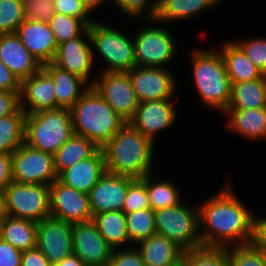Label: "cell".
Listing matches in <instances>:
<instances>
[{"label": "cell", "mask_w": 266, "mask_h": 266, "mask_svg": "<svg viewBox=\"0 0 266 266\" xmlns=\"http://www.w3.org/2000/svg\"><path fill=\"white\" fill-rule=\"evenodd\" d=\"M226 178L218 192L198 205L202 247L226 249L252 242L256 212L246 206Z\"/></svg>", "instance_id": "6da1fadb"}, {"label": "cell", "mask_w": 266, "mask_h": 266, "mask_svg": "<svg viewBox=\"0 0 266 266\" xmlns=\"http://www.w3.org/2000/svg\"><path fill=\"white\" fill-rule=\"evenodd\" d=\"M156 145L127 122L103 147L106 171L142 179L155 172ZM153 168V169H152Z\"/></svg>", "instance_id": "7a4b0ae2"}, {"label": "cell", "mask_w": 266, "mask_h": 266, "mask_svg": "<svg viewBox=\"0 0 266 266\" xmlns=\"http://www.w3.org/2000/svg\"><path fill=\"white\" fill-rule=\"evenodd\" d=\"M188 50L195 94L201 105L223 114L231 99L232 83L217 47H190Z\"/></svg>", "instance_id": "3957f363"}, {"label": "cell", "mask_w": 266, "mask_h": 266, "mask_svg": "<svg viewBox=\"0 0 266 266\" xmlns=\"http://www.w3.org/2000/svg\"><path fill=\"white\" fill-rule=\"evenodd\" d=\"M74 134L102 148L127 123L90 86L70 109Z\"/></svg>", "instance_id": "277c9868"}, {"label": "cell", "mask_w": 266, "mask_h": 266, "mask_svg": "<svg viewBox=\"0 0 266 266\" xmlns=\"http://www.w3.org/2000/svg\"><path fill=\"white\" fill-rule=\"evenodd\" d=\"M112 26L101 20H95L88 26L94 64L95 67L100 65L98 73L129 72L136 66L133 35Z\"/></svg>", "instance_id": "5b68a950"}, {"label": "cell", "mask_w": 266, "mask_h": 266, "mask_svg": "<svg viewBox=\"0 0 266 266\" xmlns=\"http://www.w3.org/2000/svg\"><path fill=\"white\" fill-rule=\"evenodd\" d=\"M74 134L69 109L57 108L26 114L25 143L54 155Z\"/></svg>", "instance_id": "8992f818"}, {"label": "cell", "mask_w": 266, "mask_h": 266, "mask_svg": "<svg viewBox=\"0 0 266 266\" xmlns=\"http://www.w3.org/2000/svg\"><path fill=\"white\" fill-rule=\"evenodd\" d=\"M144 22L146 23L140 26L139 30L136 28L137 31L133 35L136 66L169 69V64L173 66L177 60L176 53L180 49L174 33L172 34V30H168L166 25L162 27L163 23L156 19Z\"/></svg>", "instance_id": "52a82bcc"}, {"label": "cell", "mask_w": 266, "mask_h": 266, "mask_svg": "<svg viewBox=\"0 0 266 266\" xmlns=\"http://www.w3.org/2000/svg\"><path fill=\"white\" fill-rule=\"evenodd\" d=\"M196 205L183 201L173 207L155 210L156 233L166 236L184 251L201 248L198 203Z\"/></svg>", "instance_id": "ba28073f"}, {"label": "cell", "mask_w": 266, "mask_h": 266, "mask_svg": "<svg viewBox=\"0 0 266 266\" xmlns=\"http://www.w3.org/2000/svg\"><path fill=\"white\" fill-rule=\"evenodd\" d=\"M6 215L38 223L50 216V191L45 184L12 181L4 190Z\"/></svg>", "instance_id": "9c48e42d"}, {"label": "cell", "mask_w": 266, "mask_h": 266, "mask_svg": "<svg viewBox=\"0 0 266 266\" xmlns=\"http://www.w3.org/2000/svg\"><path fill=\"white\" fill-rule=\"evenodd\" d=\"M13 181L21 184L50 186L58 176L54 155L36 150L25 142L12 153Z\"/></svg>", "instance_id": "30bf717a"}, {"label": "cell", "mask_w": 266, "mask_h": 266, "mask_svg": "<svg viewBox=\"0 0 266 266\" xmlns=\"http://www.w3.org/2000/svg\"><path fill=\"white\" fill-rule=\"evenodd\" d=\"M177 99L152 100L139 102L135 115L129 123L143 136L158 145V136L166 133L176 125L179 120L178 108L175 105Z\"/></svg>", "instance_id": "8fae6325"}, {"label": "cell", "mask_w": 266, "mask_h": 266, "mask_svg": "<svg viewBox=\"0 0 266 266\" xmlns=\"http://www.w3.org/2000/svg\"><path fill=\"white\" fill-rule=\"evenodd\" d=\"M172 71L171 68L133 67L128 74L138 101L180 97L177 95L179 79Z\"/></svg>", "instance_id": "7c38bea8"}, {"label": "cell", "mask_w": 266, "mask_h": 266, "mask_svg": "<svg viewBox=\"0 0 266 266\" xmlns=\"http://www.w3.org/2000/svg\"><path fill=\"white\" fill-rule=\"evenodd\" d=\"M92 86L123 119L129 122L133 118L139 101L128 72L99 73Z\"/></svg>", "instance_id": "4fadbf2b"}, {"label": "cell", "mask_w": 266, "mask_h": 266, "mask_svg": "<svg viewBox=\"0 0 266 266\" xmlns=\"http://www.w3.org/2000/svg\"><path fill=\"white\" fill-rule=\"evenodd\" d=\"M51 63L62 70L81 77L92 86L97 77V74L93 76V71L98 72L93 60L88 29L80 37L60 43Z\"/></svg>", "instance_id": "5bb4252c"}, {"label": "cell", "mask_w": 266, "mask_h": 266, "mask_svg": "<svg viewBox=\"0 0 266 266\" xmlns=\"http://www.w3.org/2000/svg\"><path fill=\"white\" fill-rule=\"evenodd\" d=\"M50 216L70 224L92 221L89 194L55 180L50 186Z\"/></svg>", "instance_id": "9a60e30c"}, {"label": "cell", "mask_w": 266, "mask_h": 266, "mask_svg": "<svg viewBox=\"0 0 266 266\" xmlns=\"http://www.w3.org/2000/svg\"><path fill=\"white\" fill-rule=\"evenodd\" d=\"M36 247L51 264H56L72 255V224L52 216L39 221Z\"/></svg>", "instance_id": "2e32d148"}, {"label": "cell", "mask_w": 266, "mask_h": 266, "mask_svg": "<svg viewBox=\"0 0 266 266\" xmlns=\"http://www.w3.org/2000/svg\"><path fill=\"white\" fill-rule=\"evenodd\" d=\"M72 246L86 266H107L114 250L92 221L72 224Z\"/></svg>", "instance_id": "e0dca14e"}, {"label": "cell", "mask_w": 266, "mask_h": 266, "mask_svg": "<svg viewBox=\"0 0 266 266\" xmlns=\"http://www.w3.org/2000/svg\"><path fill=\"white\" fill-rule=\"evenodd\" d=\"M133 180L134 178L106 171L89 192L92 215L108 211H123L128 185Z\"/></svg>", "instance_id": "ac0fdd59"}, {"label": "cell", "mask_w": 266, "mask_h": 266, "mask_svg": "<svg viewBox=\"0 0 266 266\" xmlns=\"http://www.w3.org/2000/svg\"><path fill=\"white\" fill-rule=\"evenodd\" d=\"M20 107L26 114L56 109V88L43 69L21 81Z\"/></svg>", "instance_id": "d6986e66"}, {"label": "cell", "mask_w": 266, "mask_h": 266, "mask_svg": "<svg viewBox=\"0 0 266 266\" xmlns=\"http://www.w3.org/2000/svg\"><path fill=\"white\" fill-rule=\"evenodd\" d=\"M15 34L42 65L53 61L58 44L48 22L24 20Z\"/></svg>", "instance_id": "ffe728a7"}, {"label": "cell", "mask_w": 266, "mask_h": 266, "mask_svg": "<svg viewBox=\"0 0 266 266\" xmlns=\"http://www.w3.org/2000/svg\"><path fill=\"white\" fill-rule=\"evenodd\" d=\"M0 60L20 82L39 72L43 67L15 33L0 35Z\"/></svg>", "instance_id": "44dd1931"}, {"label": "cell", "mask_w": 266, "mask_h": 266, "mask_svg": "<svg viewBox=\"0 0 266 266\" xmlns=\"http://www.w3.org/2000/svg\"><path fill=\"white\" fill-rule=\"evenodd\" d=\"M105 173V155L102 148H99L92 156L64 170L57 180L67 187L89 194Z\"/></svg>", "instance_id": "7402d4cb"}, {"label": "cell", "mask_w": 266, "mask_h": 266, "mask_svg": "<svg viewBox=\"0 0 266 266\" xmlns=\"http://www.w3.org/2000/svg\"><path fill=\"white\" fill-rule=\"evenodd\" d=\"M222 115L225 119V130L248 140L249 144L266 142V107L250 110L226 109Z\"/></svg>", "instance_id": "603a6c76"}, {"label": "cell", "mask_w": 266, "mask_h": 266, "mask_svg": "<svg viewBox=\"0 0 266 266\" xmlns=\"http://www.w3.org/2000/svg\"><path fill=\"white\" fill-rule=\"evenodd\" d=\"M225 0H158L156 20L168 23L190 22L196 16L220 6ZM176 21V22H175ZM166 22V23H165Z\"/></svg>", "instance_id": "cb8c5ba5"}, {"label": "cell", "mask_w": 266, "mask_h": 266, "mask_svg": "<svg viewBox=\"0 0 266 266\" xmlns=\"http://www.w3.org/2000/svg\"><path fill=\"white\" fill-rule=\"evenodd\" d=\"M42 69L52 78L56 88V109H71L90 85L81 77L62 70L52 63L43 64Z\"/></svg>", "instance_id": "d4e9b609"}, {"label": "cell", "mask_w": 266, "mask_h": 266, "mask_svg": "<svg viewBox=\"0 0 266 266\" xmlns=\"http://www.w3.org/2000/svg\"><path fill=\"white\" fill-rule=\"evenodd\" d=\"M146 266H171L183 258L184 250L172 240L153 234L136 245Z\"/></svg>", "instance_id": "484cf974"}, {"label": "cell", "mask_w": 266, "mask_h": 266, "mask_svg": "<svg viewBox=\"0 0 266 266\" xmlns=\"http://www.w3.org/2000/svg\"><path fill=\"white\" fill-rule=\"evenodd\" d=\"M221 43L223 44L218 46V50L224 60L231 83L257 80L263 76L234 40H225Z\"/></svg>", "instance_id": "4316f807"}, {"label": "cell", "mask_w": 266, "mask_h": 266, "mask_svg": "<svg viewBox=\"0 0 266 266\" xmlns=\"http://www.w3.org/2000/svg\"><path fill=\"white\" fill-rule=\"evenodd\" d=\"M92 222L100 235L113 249L130 247L126 214L123 211H108L94 214Z\"/></svg>", "instance_id": "83f0119b"}, {"label": "cell", "mask_w": 266, "mask_h": 266, "mask_svg": "<svg viewBox=\"0 0 266 266\" xmlns=\"http://www.w3.org/2000/svg\"><path fill=\"white\" fill-rule=\"evenodd\" d=\"M37 223L6 215L0 222V238L23 251L36 247Z\"/></svg>", "instance_id": "f1b7e54d"}, {"label": "cell", "mask_w": 266, "mask_h": 266, "mask_svg": "<svg viewBox=\"0 0 266 266\" xmlns=\"http://www.w3.org/2000/svg\"><path fill=\"white\" fill-rule=\"evenodd\" d=\"M266 107V75L257 80L232 83L227 109H260Z\"/></svg>", "instance_id": "f546056e"}, {"label": "cell", "mask_w": 266, "mask_h": 266, "mask_svg": "<svg viewBox=\"0 0 266 266\" xmlns=\"http://www.w3.org/2000/svg\"><path fill=\"white\" fill-rule=\"evenodd\" d=\"M155 174V172L150 173L141 179L146 184L149 206L153 211L173 207L185 201L182 190L175 181H170L166 177L158 180L159 176Z\"/></svg>", "instance_id": "4dcf8cb0"}, {"label": "cell", "mask_w": 266, "mask_h": 266, "mask_svg": "<svg viewBox=\"0 0 266 266\" xmlns=\"http://www.w3.org/2000/svg\"><path fill=\"white\" fill-rule=\"evenodd\" d=\"M99 147L81 135L73 134L54 154V167L57 176L80 160L92 156Z\"/></svg>", "instance_id": "1f68e13d"}, {"label": "cell", "mask_w": 266, "mask_h": 266, "mask_svg": "<svg viewBox=\"0 0 266 266\" xmlns=\"http://www.w3.org/2000/svg\"><path fill=\"white\" fill-rule=\"evenodd\" d=\"M25 119L26 113L21 108L0 118V154H12L24 143Z\"/></svg>", "instance_id": "d6a6232c"}, {"label": "cell", "mask_w": 266, "mask_h": 266, "mask_svg": "<svg viewBox=\"0 0 266 266\" xmlns=\"http://www.w3.org/2000/svg\"><path fill=\"white\" fill-rule=\"evenodd\" d=\"M126 223L130 247L156 234L154 211L151 208L126 213Z\"/></svg>", "instance_id": "836d02e7"}, {"label": "cell", "mask_w": 266, "mask_h": 266, "mask_svg": "<svg viewBox=\"0 0 266 266\" xmlns=\"http://www.w3.org/2000/svg\"><path fill=\"white\" fill-rule=\"evenodd\" d=\"M48 24L58 45L80 37L88 29V26L80 18L57 12L50 18Z\"/></svg>", "instance_id": "e575fe53"}, {"label": "cell", "mask_w": 266, "mask_h": 266, "mask_svg": "<svg viewBox=\"0 0 266 266\" xmlns=\"http://www.w3.org/2000/svg\"><path fill=\"white\" fill-rule=\"evenodd\" d=\"M113 6L125 16L129 21L153 20L158 11V0H112Z\"/></svg>", "instance_id": "d590c367"}, {"label": "cell", "mask_w": 266, "mask_h": 266, "mask_svg": "<svg viewBox=\"0 0 266 266\" xmlns=\"http://www.w3.org/2000/svg\"><path fill=\"white\" fill-rule=\"evenodd\" d=\"M187 266H229L228 251L225 248L201 247L184 251Z\"/></svg>", "instance_id": "8d00e7d4"}, {"label": "cell", "mask_w": 266, "mask_h": 266, "mask_svg": "<svg viewBox=\"0 0 266 266\" xmlns=\"http://www.w3.org/2000/svg\"><path fill=\"white\" fill-rule=\"evenodd\" d=\"M24 0H0V35L16 33L24 19Z\"/></svg>", "instance_id": "74e56055"}, {"label": "cell", "mask_w": 266, "mask_h": 266, "mask_svg": "<svg viewBox=\"0 0 266 266\" xmlns=\"http://www.w3.org/2000/svg\"><path fill=\"white\" fill-rule=\"evenodd\" d=\"M229 266H266L263 253L252 243L230 245Z\"/></svg>", "instance_id": "f35d334b"}, {"label": "cell", "mask_w": 266, "mask_h": 266, "mask_svg": "<svg viewBox=\"0 0 266 266\" xmlns=\"http://www.w3.org/2000/svg\"><path fill=\"white\" fill-rule=\"evenodd\" d=\"M252 61V63L266 75V37L239 38L234 41Z\"/></svg>", "instance_id": "ab89813d"}, {"label": "cell", "mask_w": 266, "mask_h": 266, "mask_svg": "<svg viewBox=\"0 0 266 266\" xmlns=\"http://www.w3.org/2000/svg\"><path fill=\"white\" fill-rule=\"evenodd\" d=\"M146 208H150L146 184L141 179H134L128 185L123 212L126 214Z\"/></svg>", "instance_id": "60d3db41"}, {"label": "cell", "mask_w": 266, "mask_h": 266, "mask_svg": "<svg viewBox=\"0 0 266 266\" xmlns=\"http://www.w3.org/2000/svg\"><path fill=\"white\" fill-rule=\"evenodd\" d=\"M24 19L48 22L56 13L53 0H24Z\"/></svg>", "instance_id": "b9f144b4"}, {"label": "cell", "mask_w": 266, "mask_h": 266, "mask_svg": "<svg viewBox=\"0 0 266 266\" xmlns=\"http://www.w3.org/2000/svg\"><path fill=\"white\" fill-rule=\"evenodd\" d=\"M53 4L57 13L80 18L87 26L96 20L95 16L83 6L81 0H53Z\"/></svg>", "instance_id": "7bdbcfd3"}, {"label": "cell", "mask_w": 266, "mask_h": 266, "mask_svg": "<svg viewBox=\"0 0 266 266\" xmlns=\"http://www.w3.org/2000/svg\"><path fill=\"white\" fill-rule=\"evenodd\" d=\"M107 266H146L136 246L114 249Z\"/></svg>", "instance_id": "ee69618b"}, {"label": "cell", "mask_w": 266, "mask_h": 266, "mask_svg": "<svg viewBox=\"0 0 266 266\" xmlns=\"http://www.w3.org/2000/svg\"><path fill=\"white\" fill-rule=\"evenodd\" d=\"M20 91H0V118L20 109Z\"/></svg>", "instance_id": "f6af8a7d"}, {"label": "cell", "mask_w": 266, "mask_h": 266, "mask_svg": "<svg viewBox=\"0 0 266 266\" xmlns=\"http://www.w3.org/2000/svg\"><path fill=\"white\" fill-rule=\"evenodd\" d=\"M23 252L0 238V266H21Z\"/></svg>", "instance_id": "bcb514c9"}, {"label": "cell", "mask_w": 266, "mask_h": 266, "mask_svg": "<svg viewBox=\"0 0 266 266\" xmlns=\"http://www.w3.org/2000/svg\"><path fill=\"white\" fill-rule=\"evenodd\" d=\"M254 217L252 243L262 252L266 253V216Z\"/></svg>", "instance_id": "7dc6e473"}, {"label": "cell", "mask_w": 266, "mask_h": 266, "mask_svg": "<svg viewBox=\"0 0 266 266\" xmlns=\"http://www.w3.org/2000/svg\"><path fill=\"white\" fill-rule=\"evenodd\" d=\"M21 82L0 60V91H20Z\"/></svg>", "instance_id": "c3c4849f"}, {"label": "cell", "mask_w": 266, "mask_h": 266, "mask_svg": "<svg viewBox=\"0 0 266 266\" xmlns=\"http://www.w3.org/2000/svg\"><path fill=\"white\" fill-rule=\"evenodd\" d=\"M13 181L12 154H0V191Z\"/></svg>", "instance_id": "681fc988"}, {"label": "cell", "mask_w": 266, "mask_h": 266, "mask_svg": "<svg viewBox=\"0 0 266 266\" xmlns=\"http://www.w3.org/2000/svg\"><path fill=\"white\" fill-rule=\"evenodd\" d=\"M47 257L37 248L23 251L21 266H50Z\"/></svg>", "instance_id": "f907efd6"}, {"label": "cell", "mask_w": 266, "mask_h": 266, "mask_svg": "<svg viewBox=\"0 0 266 266\" xmlns=\"http://www.w3.org/2000/svg\"><path fill=\"white\" fill-rule=\"evenodd\" d=\"M83 6L87 9V11L93 16L94 12L95 14H97V12H99L98 9H100L101 7H104V5L106 6L105 3H107V1H110L108 3H112V0H81Z\"/></svg>", "instance_id": "816d5d0a"}, {"label": "cell", "mask_w": 266, "mask_h": 266, "mask_svg": "<svg viewBox=\"0 0 266 266\" xmlns=\"http://www.w3.org/2000/svg\"><path fill=\"white\" fill-rule=\"evenodd\" d=\"M57 266H86L84 262L74 254L64 258L60 262L56 263Z\"/></svg>", "instance_id": "f5cc1de1"}, {"label": "cell", "mask_w": 266, "mask_h": 266, "mask_svg": "<svg viewBox=\"0 0 266 266\" xmlns=\"http://www.w3.org/2000/svg\"><path fill=\"white\" fill-rule=\"evenodd\" d=\"M6 217L4 192L0 191V222Z\"/></svg>", "instance_id": "db71d44e"}, {"label": "cell", "mask_w": 266, "mask_h": 266, "mask_svg": "<svg viewBox=\"0 0 266 266\" xmlns=\"http://www.w3.org/2000/svg\"><path fill=\"white\" fill-rule=\"evenodd\" d=\"M171 266H187V262L184 258H181L178 262H176L175 264Z\"/></svg>", "instance_id": "11a10c76"}, {"label": "cell", "mask_w": 266, "mask_h": 266, "mask_svg": "<svg viewBox=\"0 0 266 266\" xmlns=\"http://www.w3.org/2000/svg\"><path fill=\"white\" fill-rule=\"evenodd\" d=\"M263 257H264L265 264H266V253H263Z\"/></svg>", "instance_id": "9f6ffc18"}]
</instances>
